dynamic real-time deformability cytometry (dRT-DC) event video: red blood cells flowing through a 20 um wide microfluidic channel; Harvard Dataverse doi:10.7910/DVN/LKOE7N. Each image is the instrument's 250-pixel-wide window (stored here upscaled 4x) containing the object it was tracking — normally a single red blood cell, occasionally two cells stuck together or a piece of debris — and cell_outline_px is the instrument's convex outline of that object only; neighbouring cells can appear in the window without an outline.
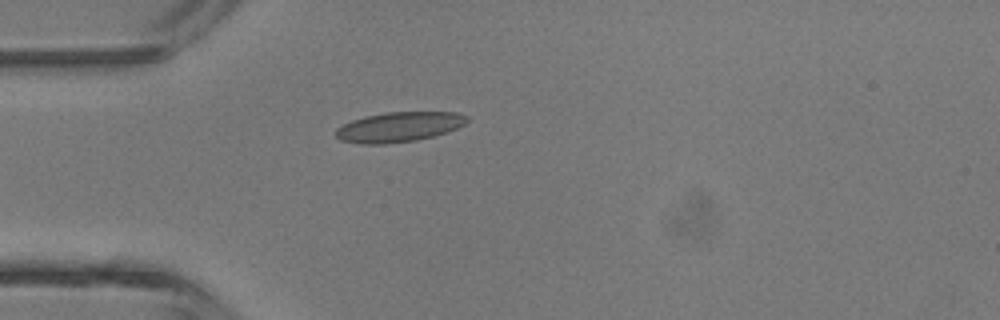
{"species": "common noctule bat (a hibernating species)", "species_latin": "Nyctalus noctula", "temperature_condition": "room temperature", "stored_images_in_passage": 3, "camera_frame_rate_fps": 3000, "um_per_image_px": 0.085, "animal": {"sex": "male", "body_mass_g": 13.3}, "frame": {"image": 1, "passage_image": 3, "time_ms": 3.333, "image_size_px": [1000, 320], "cell_outline_px": [[468, 120], [464, 124], [456, 128], [432, 136], [416, 140], [384, 144], [360, 144], [340, 140], [336, 136], [336, 128], [352, 120], [364, 116], [388, 112], [456, 112], [468, 116]], "centroid_in_image_um": [33.88, 10.79], "position_along_channel_um": 51.1, "area_um2": 22.72}}